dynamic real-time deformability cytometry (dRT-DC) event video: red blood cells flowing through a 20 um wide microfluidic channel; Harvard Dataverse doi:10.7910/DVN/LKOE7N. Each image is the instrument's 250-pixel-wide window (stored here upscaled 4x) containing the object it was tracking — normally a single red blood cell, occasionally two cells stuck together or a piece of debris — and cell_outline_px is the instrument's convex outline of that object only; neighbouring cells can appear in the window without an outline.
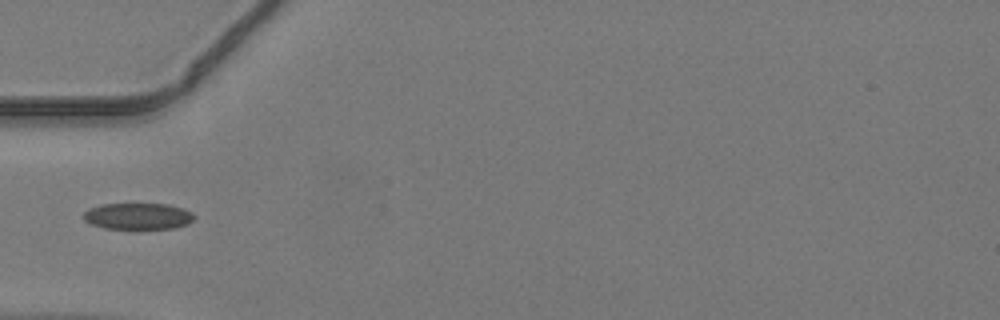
{"species": "common noctule bat (a hibernating species)", "species_latin": "Nyctalus noctula", "temperature_condition": "warm", "stored_images_in_passage": 3, "camera_frame_rate_fps": 3000, "um_per_image_px": 0.085, "animal": {"sex": "male", "body_mass_g": 19.2, "forearm_length_mm": 51.8}, "frame": {"image": 1, "passage_image": 1, "time_ms": 0.0, "image_size_px": [1000, 320], "cell_outline_px": [[196, 216], [188, 224], [172, 228], [104, 228], [92, 224], [84, 220], [84, 212], [88, 208], [100, 204], [168, 204], [184, 208], [192, 212]], "centroid_in_image_um": [11.74, 18.36], "position_along_channel_um": 73.3, "area_um2": 16.99}}